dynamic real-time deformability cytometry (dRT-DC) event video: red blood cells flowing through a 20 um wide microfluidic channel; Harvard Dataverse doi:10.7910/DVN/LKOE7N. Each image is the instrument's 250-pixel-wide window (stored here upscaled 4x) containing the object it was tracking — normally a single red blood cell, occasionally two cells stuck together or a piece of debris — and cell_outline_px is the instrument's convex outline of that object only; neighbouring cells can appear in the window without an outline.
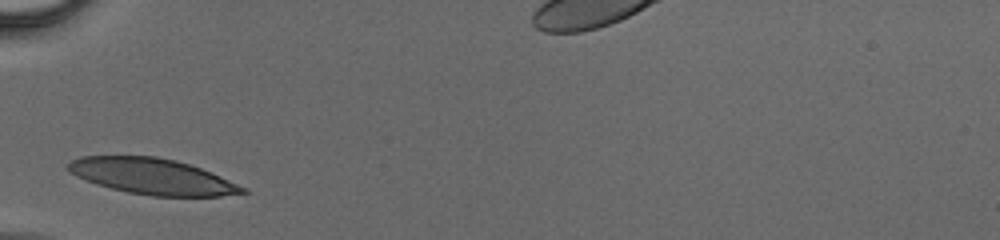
{"species": "human", "species_latin": "Homo sapiens", "temperature_condition": "cold", "stored_images_in_passage": 23, "camera_frame_rate_fps": 3000, "um_per_image_px": 0.085, "donor": {"sex": "male"}, "frame": {"image": 1, "passage_image": 1, "time_ms": 0.0, "image_size_px": [1000, 240], "cell_outline_px": [[248, 192], [220, 196], [152, 196], [128, 192], [96, 184], [84, 180], [68, 172], [64, 164], [80, 156], [156, 156], [176, 160], [212, 172], [248, 188]], "centroid_in_image_um": [12.92, 14.99], "position_along_channel_um": 72.1, "area_um2": 36.65}}
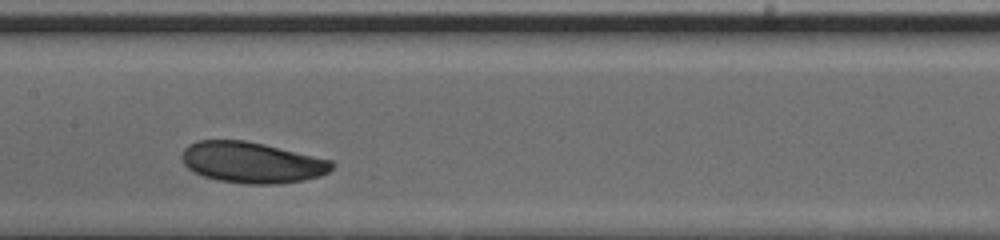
{"frame": {"image": 2, "passage_image": 9, "time_ms": 2.667, "image_size_px": [1000, 240], "cell_outline_px": [[336, 164], [328, 172], [320, 176], [304, 180], [280, 184], [244, 184], [220, 180], [204, 176], [188, 168], [184, 164], [180, 156], [184, 148], [188, 144], [196, 140], [248, 140], [332, 160]], "centroid_in_image_um": [21.41, 13.8], "position_along_channel_um": 186.0, "area_um2": 36.07}}
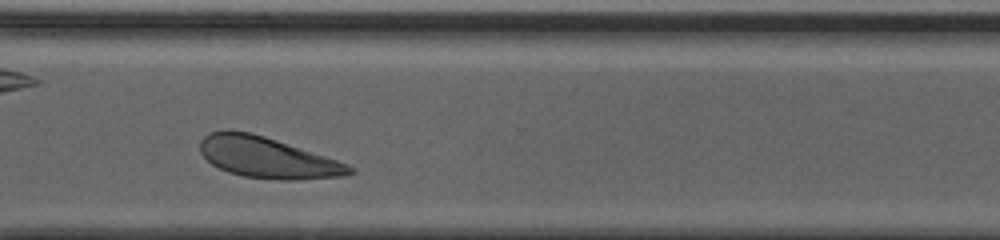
{"frame": {"image": 3, "passage_image": 20, "time_ms": 6.333, "image_size_px": [1000, 240], "cell_outline_px": [[356, 172], [344, 176], [292, 180], [276, 180], [244, 176], [228, 172], [212, 164], [200, 152], [200, 140], [208, 132], [228, 128], [252, 132], [348, 164], [356, 168]], "centroid_in_image_um": [22.69, 13.38], "position_along_channel_um": 347.9, "area_um2": 35.72}}